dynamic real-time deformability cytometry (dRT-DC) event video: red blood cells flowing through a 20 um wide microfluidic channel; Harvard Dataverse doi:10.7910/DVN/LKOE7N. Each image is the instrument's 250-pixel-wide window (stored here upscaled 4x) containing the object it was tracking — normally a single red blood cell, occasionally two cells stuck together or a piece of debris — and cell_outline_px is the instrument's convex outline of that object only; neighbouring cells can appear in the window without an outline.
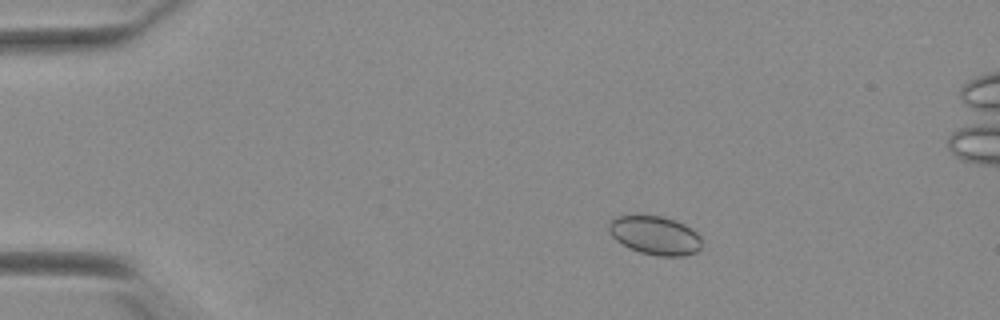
{"species": "Egyptian fruit bat (a non-hibernating species)", "species_latin": "Rousettus aegyptiacus", "temperature_condition": "warm", "stored_images_in_passage": 52, "camera_frame_rate_fps": 3000, "um_per_image_px": 0.085, "animal": {"sex": "female"}, "frame": {"image": 1, "passage_image": 8, "time_ms": 2.333, "image_size_px": [1000, 320], "cell_outline_px": [[700, 248], [696, 252], [684, 256], [660, 256], [640, 252], [616, 240], [612, 236], [608, 228], [608, 224], [616, 216], [660, 216], [684, 224], [692, 228], [700, 236]], "centroid_in_image_um": [55.69, 20.01], "position_along_channel_um": 29.3, "area_um2": 20.58}}
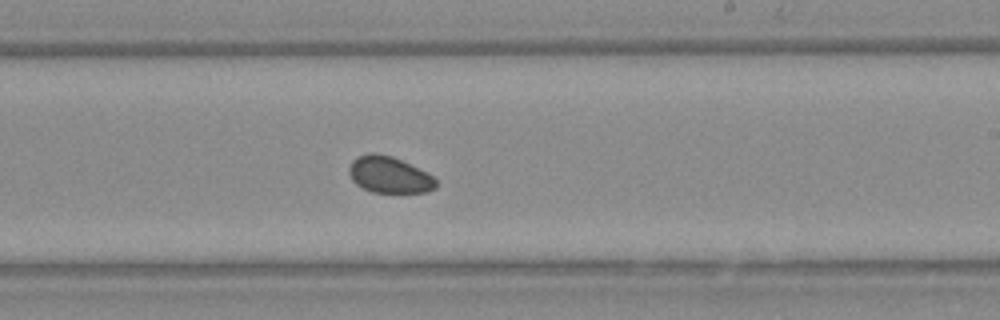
{"frame": {"image": 2, "passage_image": 31, "time_ms": 10.0, "image_size_px": [1000, 320], "cell_outline_px": [[436, 188], [428, 192], [372, 192], [356, 184], [352, 180], [348, 172], [348, 168], [352, 160], [356, 156], [372, 152], [392, 156], [428, 172], [436, 180]], "centroid_in_image_um": [33.07, 14.85], "position_along_channel_um": 255.9, "area_um2": 18.55}}
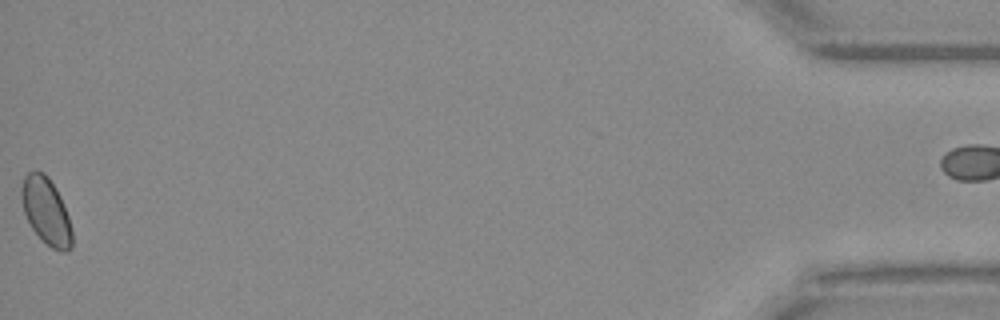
{"frame": {"image": 3, "passage_image": 52, "time_ms": 17.0, "image_size_px": [1000, 320], "cell_outline_px": [[72, 248], [64, 252], [52, 248], [32, 228], [24, 212], [20, 192], [20, 188], [24, 176], [28, 172], [44, 172], [48, 176], [56, 188], [60, 196], [68, 216], [72, 232]], "centroid_in_image_um": [3.92, 17.92], "position_along_channel_um": 431.3, "area_um2": 19.42}, "authors_computed_cell_mechanics": {"area_um2": 19.1896, "velocity_mm_per_s": 3.8405, "shape_relaxation_time_tau1_ms": null, "shape_relaxation_time_tau2_ms": 5.4674, "deformation_change_tau1": null, "deformation_change_tau2": 0.0445}}